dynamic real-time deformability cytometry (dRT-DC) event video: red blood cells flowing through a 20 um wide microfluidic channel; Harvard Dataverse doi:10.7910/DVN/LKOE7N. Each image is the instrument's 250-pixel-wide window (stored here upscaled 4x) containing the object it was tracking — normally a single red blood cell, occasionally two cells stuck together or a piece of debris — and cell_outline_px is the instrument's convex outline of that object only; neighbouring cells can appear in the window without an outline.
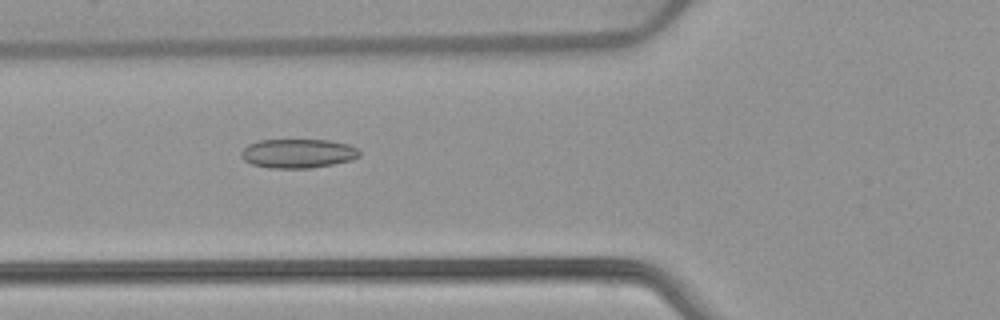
{"species": "common noctule bat (a hibernating species)", "species_latin": "Nyctalus noctula", "temperature_condition": "warm", "stored_images_in_passage": 53, "camera_frame_rate_fps": 3000, "um_per_image_px": 0.085, "animal": {"sex": "female", "body_mass_g": 22.7, "forearm_length_mm": 54.2}, "frame": {"image": 1, "passage_image": 20, "time_ms": 6.333, "image_size_px": [1000, 320], "cell_outline_px": [[360, 156], [352, 160], [312, 168], [268, 168], [252, 164], [244, 160], [240, 156], [240, 152], [248, 144], [260, 140], [328, 140], [348, 144], [356, 148], [360, 152]], "centroid_in_image_um": [25.31, 13.04], "position_along_channel_um": 100.5, "area_um2": 20.11}}
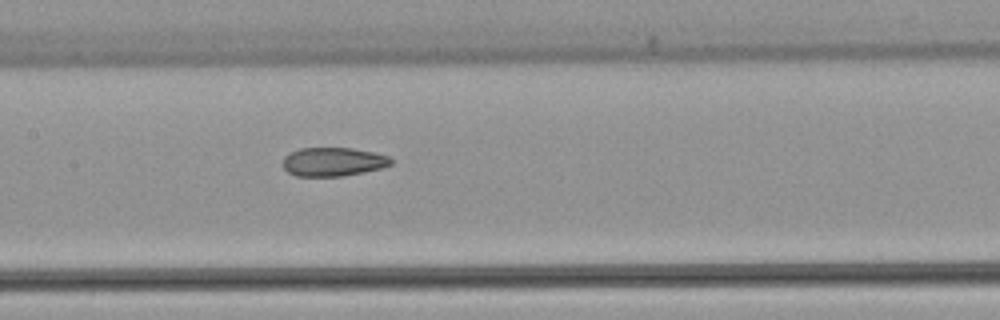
{"frame": {"image": 2, "passage_image": 26, "time_ms": 8.333, "image_size_px": [1000, 320], "cell_outline_px": [[392, 164], [380, 168], [364, 172], [344, 176], [296, 176], [288, 172], [284, 168], [284, 156], [288, 152], [300, 148], [352, 148], [372, 152], [388, 156], [392, 160]], "centroid_in_image_um": [28.29, 13.75], "position_along_channel_um": 179.1, "area_um2": 18.09}}
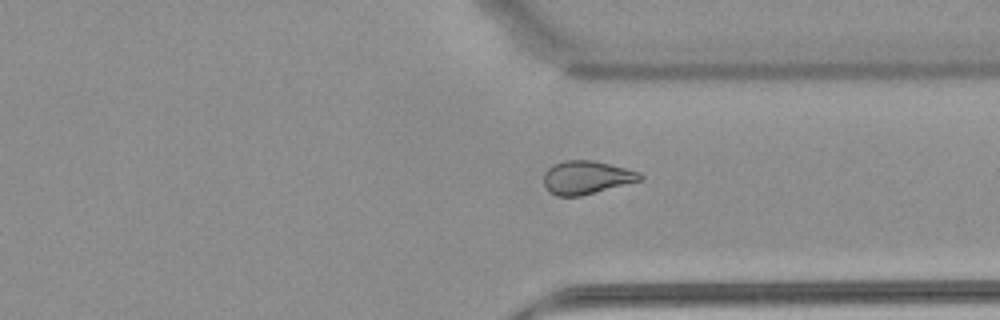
{"frame": {"image": 3, "passage_image": 40, "time_ms": 13.0, "image_size_px": [1000, 320], "cell_outline_px": [[644, 176], [640, 180], [580, 196], [556, 196], [548, 192], [544, 188], [544, 172], [552, 164], [564, 160], [592, 160], [640, 172]], "centroid_in_image_um": [49.78, 15.08], "position_along_channel_um": 361.6, "area_um2": 18.61}, "authors_computed_cell_mechanics": {"area_um2": 20.23, "velocity_mm_per_s": 3.9122, "shape_relaxation_time_tau1_ms": null, "shape_relaxation_time_tau2_ms": 2.5489, "deformation_change_tau1": null, "deformation_change_tau2": 0.0976}}